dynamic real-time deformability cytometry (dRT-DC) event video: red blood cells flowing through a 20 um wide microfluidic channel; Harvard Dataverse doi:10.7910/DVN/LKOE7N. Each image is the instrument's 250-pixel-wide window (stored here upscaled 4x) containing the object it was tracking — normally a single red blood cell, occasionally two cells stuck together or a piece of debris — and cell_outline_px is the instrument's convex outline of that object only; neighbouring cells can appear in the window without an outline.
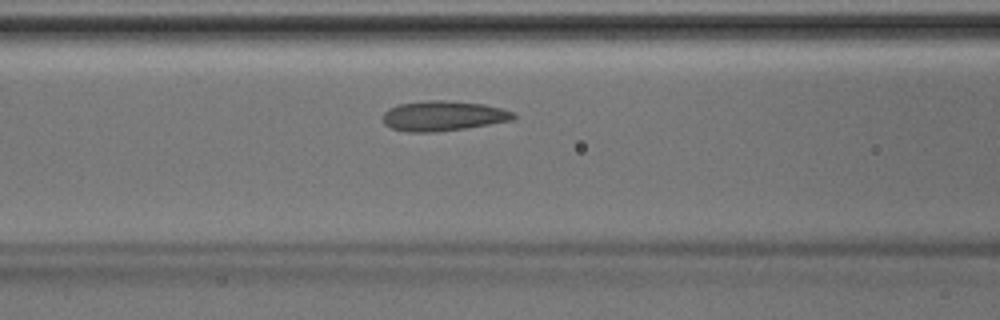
{"species": "Egyptian fruit bat (a non-hibernating species)", "species_latin": "Rousettus aegyptiacus", "temperature_condition": "room temperature", "stored_images_in_passage": 33, "camera_frame_rate_fps": 3000, "um_per_image_px": 0.085, "animal": {"sex": "male"}, "frame": {"image": 1, "passage_image": 6, "time_ms": 1.667, "image_size_px": [1000, 320], "cell_outline_px": [[516, 116], [512, 120], [464, 128], [432, 132], [408, 132], [392, 128], [384, 124], [384, 112], [388, 108], [400, 104], [428, 100], [444, 100], [484, 104], [516, 112]], "centroid_in_image_um": [37.67, 9.84], "position_along_channel_um": 128.9, "area_um2": 22.66}}
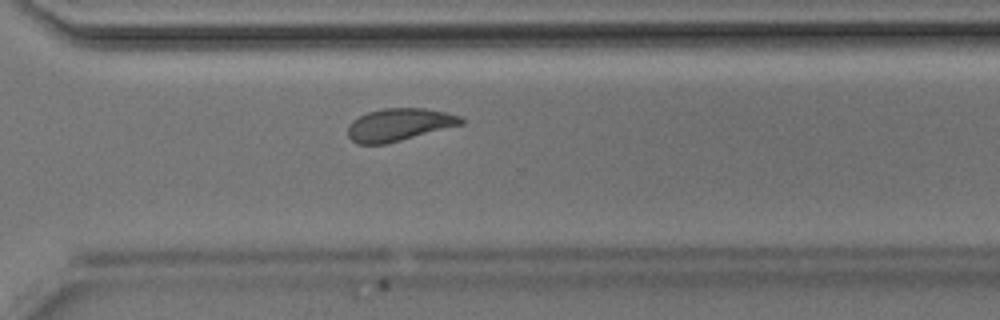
{"frame": {"image": 2, "passage_image": 20, "time_ms": 6.333, "image_size_px": [1000, 320], "cell_outline_px": [[464, 124], [384, 144], [356, 144], [348, 136], [348, 124], [352, 120], [368, 112], [384, 108], [424, 108], [444, 112], [460, 116], [464, 120]], "centroid_in_image_um": [33.9, 10.59], "position_along_channel_um": 336.7, "area_um2": 21.33}}
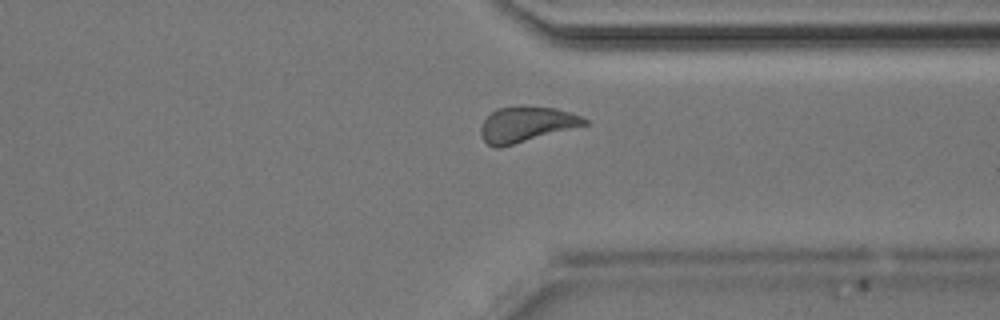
{"frame": {"image": 3, "passage_image": 22, "time_ms": 7.0, "image_size_px": [1000, 320], "cell_outline_px": [[588, 124], [500, 148], [496, 148], [488, 144], [484, 140], [480, 132], [480, 128], [484, 120], [496, 108], [520, 104], [556, 108], [580, 116], [588, 120]], "centroid_in_image_um": [44.71, 10.54], "position_along_channel_um": 366.7, "area_um2": 21.56}}